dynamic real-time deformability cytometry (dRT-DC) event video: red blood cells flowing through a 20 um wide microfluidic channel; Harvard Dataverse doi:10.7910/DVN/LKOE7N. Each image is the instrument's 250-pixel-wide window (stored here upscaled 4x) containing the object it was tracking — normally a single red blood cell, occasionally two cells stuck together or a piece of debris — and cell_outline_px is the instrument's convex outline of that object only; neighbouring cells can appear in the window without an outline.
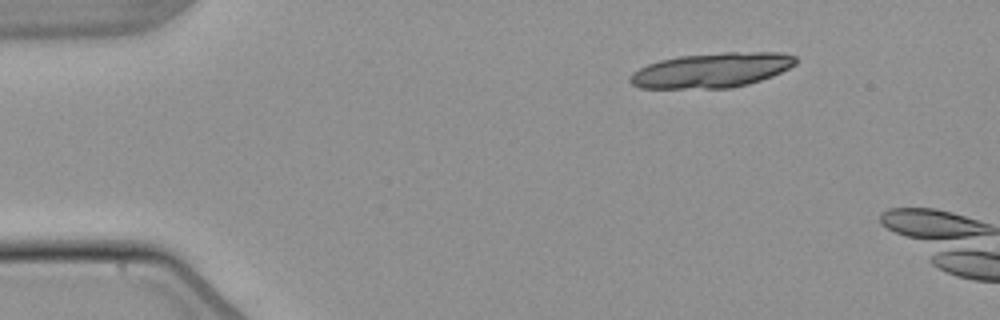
{"species": "common noctule bat (a hibernating species)", "species_latin": "Nyctalus noctula", "temperature_condition": "warm", "stored_images_in_passage": 4, "camera_frame_rate_fps": 3000, "um_per_image_px": 0.085, "animal": {"sex": "male", "body_mass_g": 21.5, "forearm_length_mm": 52.0}, "frame": {"image": 1, "passage_image": 1, "time_ms": 0.0, "image_size_px": [1000, 320], "cell_outline_px": [[796, 64], [772, 76], [748, 84], [728, 88], [640, 88], [632, 84], [628, 80], [628, 76], [632, 72], [648, 64], [660, 60], [680, 56], [724, 52], [780, 52], [796, 56]], "centroid_in_image_um": [60.48, 5.96], "position_along_channel_um": 24.5, "area_um2": 33.52}}